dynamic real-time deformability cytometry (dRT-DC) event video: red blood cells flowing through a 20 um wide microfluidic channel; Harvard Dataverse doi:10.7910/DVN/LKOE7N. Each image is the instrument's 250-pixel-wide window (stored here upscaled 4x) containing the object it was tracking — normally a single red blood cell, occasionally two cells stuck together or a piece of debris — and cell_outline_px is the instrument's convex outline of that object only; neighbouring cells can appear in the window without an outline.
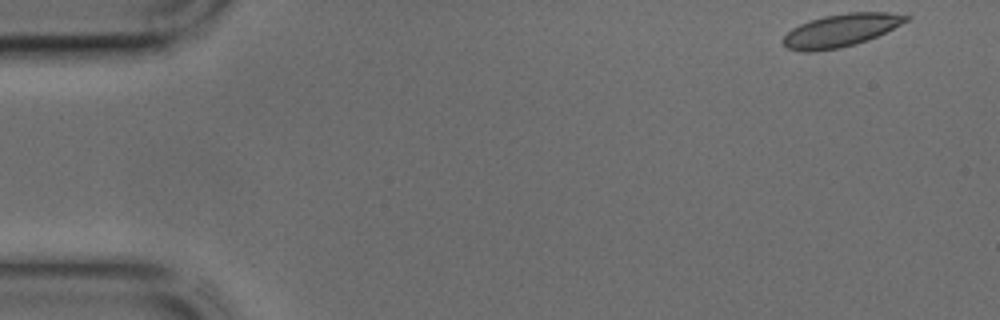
{"species": "common noctule bat (a hibernating species)", "species_latin": "Nyctalus noctula", "temperature_condition": "cold", "stored_images_in_passage": 42, "camera_frame_rate_fps": 3000, "um_per_image_px": 0.085, "animal": {"sex": "male", "body_mass_g": 17.9, "forearm_length_mm": 54.2}, "frame": {"image": 1, "passage_image": 1, "time_ms": 0.0, "image_size_px": [1000, 320], "cell_outline_px": [[912, 16], [908, 20], [868, 40], [856, 44], [836, 48], [812, 52], [804, 52], [788, 48], [780, 40], [792, 28], [800, 24], [824, 16], [848, 12], [888, 12]], "centroid_in_image_um": [71.45, 2.58], "position_along_channel_um": 13.6, "area_um2": 23.24}}
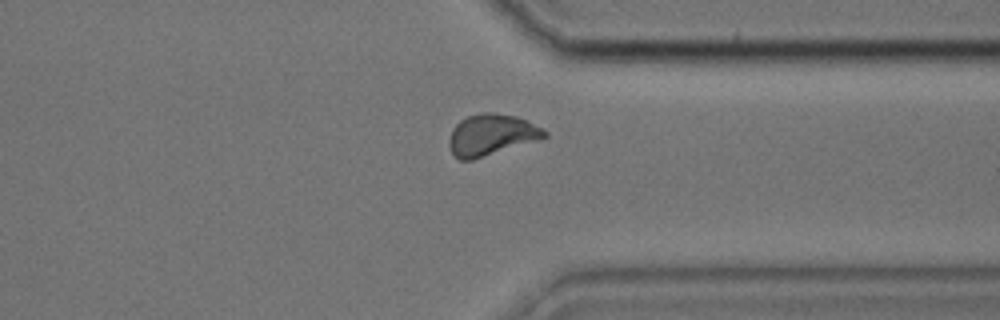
{"frame": {"image": 2, "passage_image": 32, "time_ms": 10.333, "image_size_px": [1000, 320], "cell_outline_px": [[548, 136], [544, 140], [472, 160], [460, 160], [452, 152], [448, 144], [448, 140], [452, 128], [460, 120], [468, 116], [480, 112], [496, 112], [516, 116], [544, 128], [548, 132]], "centroid_in_image_um": [41.82, 11.47], "position_along_channel_um": 369.6, "area_um2": 23.58}}
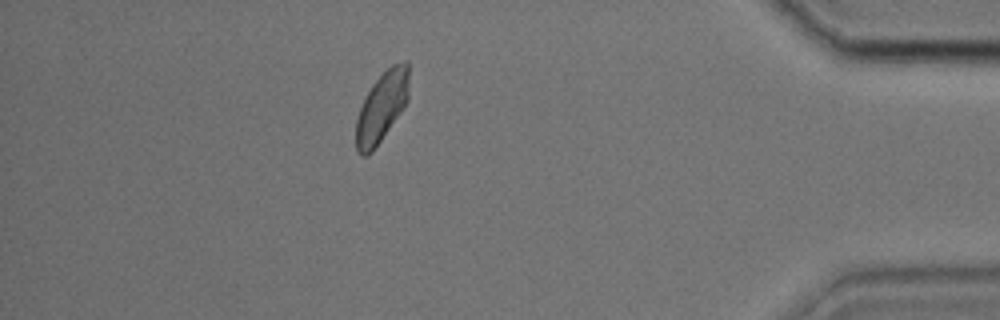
{"frame": {"image": 3, "passage_image": 37, "time_ms": 12.0, "image_size_px": [1000, 320], "cell_outline_px": [[408, 100], [404, 108], [372, 152], [368, 156], [360, 156], [356, 148], [356, 120], [360, 108], [372, 84], [392, 64], [404, 60], [408, 60]], "centroid_in_image_um": [32.45, 9.1], "position_along_channel_um": 402.7, "area_um2": 21.5}}